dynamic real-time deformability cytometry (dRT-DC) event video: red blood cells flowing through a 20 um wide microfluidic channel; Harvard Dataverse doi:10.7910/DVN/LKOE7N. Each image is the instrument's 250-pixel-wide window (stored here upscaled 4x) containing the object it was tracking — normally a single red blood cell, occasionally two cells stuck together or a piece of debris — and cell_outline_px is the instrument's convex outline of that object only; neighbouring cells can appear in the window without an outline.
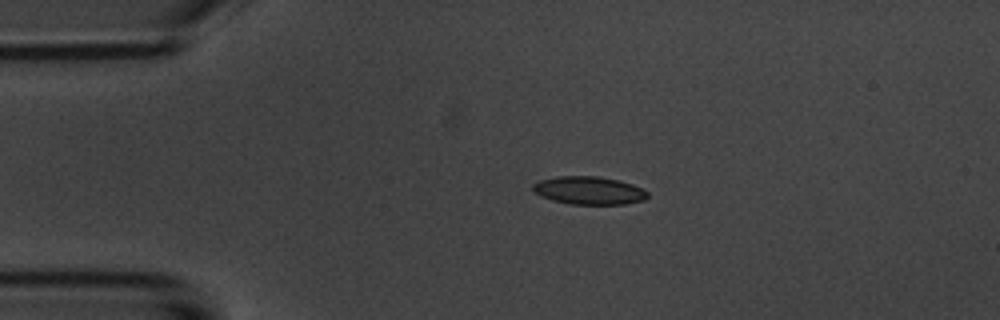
{"species": "common noctule bat (a hibernating species)", "species_latin": "Nyctalus noctula", "temperature_condition": "room temperature", "stored_images_in_passage": 3, "camera_frame_rate_fps": 3000, "um_per_image_px": 0.085, "animal": {"sex": "male", "body_mass_g": 20.1, "forearm_length_mm": 53.5}, "frame": {"image": 1, "passage_image": 2, "time_ms": 1.333, "image_size_px": [1000, 320], "cell_outline_px": [[648, 196], [644, 200], [624, 204], [572, 204], [552, 200], [540, 196], [532, 192], [532, 184], [540, 180], [556, 176], [596, 176], [620, 180], [644, 188], [648, 192]], "centroid_in_image_um": [50.05, 16.18], "position_along_channel_um": 34.9, "area_um2": 18.9}}